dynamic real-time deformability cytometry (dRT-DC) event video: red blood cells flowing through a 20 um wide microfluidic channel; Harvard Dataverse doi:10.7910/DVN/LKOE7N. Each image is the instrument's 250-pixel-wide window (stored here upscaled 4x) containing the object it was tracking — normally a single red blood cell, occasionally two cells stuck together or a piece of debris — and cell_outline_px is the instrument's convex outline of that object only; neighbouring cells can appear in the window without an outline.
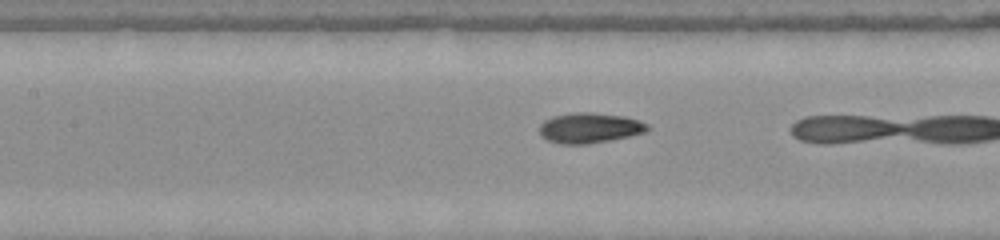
{"species": "common noctule bat (a hibernating species)", "species_latin": "Nyctalus noctula", "temperature_condition": "warm", "stored_images_in_passage": 20, "camera_frame_rate_fps": 3000, "um_per_image_px": 0.085, "animal": {"sex": "female", "body_mass_g": 22.0, "forearm_length_mm": 56.7}, "frame": {"image": 1, "passage_image": 19, "time_ms": 6.0, "image_size_px": [1000, 240], "cell_outline_px": [[648, 132], [588, 144], [560, 144], [548, 140], [540, 136], [540, 124], [544, 120], [552, 116], [572, 112], [592, 112], [624, 116], [640, 120], [648, 124]], "centroid_in_image_um": [50.1, 10.86], "position_along_channel_um": 157.3, "area_um2": 19.19}}